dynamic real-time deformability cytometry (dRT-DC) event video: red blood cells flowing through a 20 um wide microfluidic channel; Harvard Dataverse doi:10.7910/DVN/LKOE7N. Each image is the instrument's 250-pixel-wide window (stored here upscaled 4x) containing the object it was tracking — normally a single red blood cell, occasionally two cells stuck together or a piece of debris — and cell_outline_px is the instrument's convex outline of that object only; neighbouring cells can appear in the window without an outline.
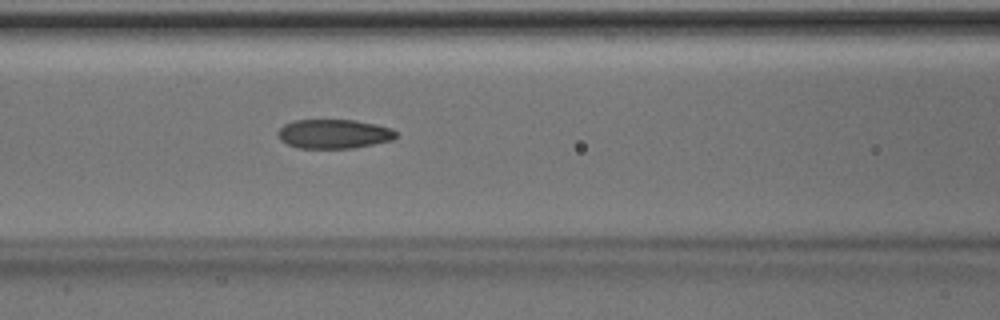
{"species": "Egyptian fruit bat (a non-hibernating species)", "species_latin": "Rousettus aegyptiacus", "temperature_condition": "room temperature", "stored_images_in_passage": 43, "camera_frame_rate_fps": 3000, "um_per_image_px": 0.085, "animal": {"sex": "male"}, "frame": {"image": 1, "passage_image": 21, "time_ms": 6.667, "image_size_px": [1000, 320], "cell_outline_px": [[396, 136], [392, 140], [352, 148], [296, 148], [280, 140], [276, 132], [284, 124], [292, 120], [356, 120], [376, 124], [392, 128], [396, 132]], "centroid_in_image_um": [28.35, 11.37], "position_along_channel_um": 138.3, "area_um2": 20.17}}
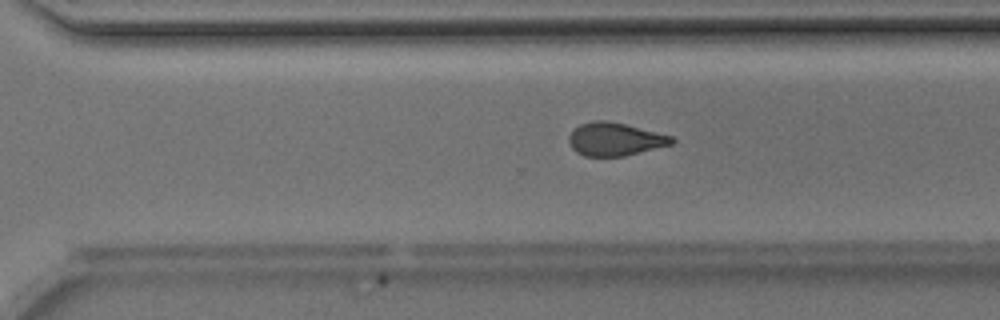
{"frame": {"image": 2, "passage_image": 34, "time_ms": 11.0, "image_size_px": [1000, 320], "cell_outline_px": [[676, 140], [672, 144], [624, 156], [584, 156], [576, 152], [572, 148], [568, 140], [568, 136], [580, 124], [592, 120], [604, 120], [624, 124], [672, 136]], "centroid_in_image_um": [52.25, 11.83], "position_along_channel_um": 318.4, "area_um2": 19.65}}
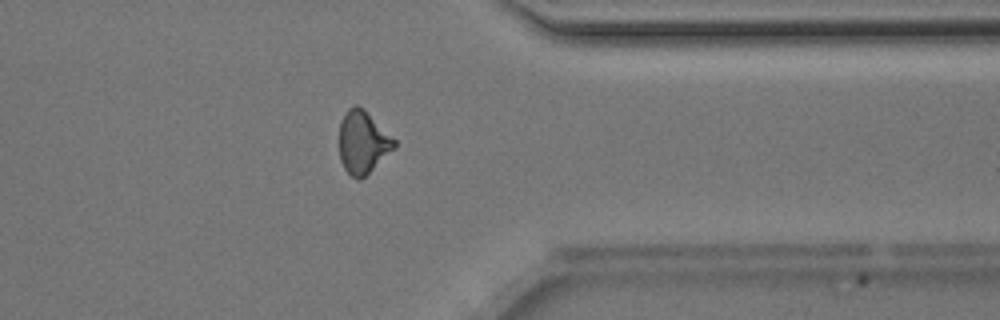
{"frame": {"image": 3, "passage_image": 39, "time_ms": 12.667, "image_size_px": [1000, 320], "cell_outline_px": [[396, 148], [360, 180], [356, 180], [344, 168], [340, 160], [340, 120], [348, 108], [356, 104], [364, 108], [396, 140]], "centroid_in_image_um": [30.85, 12.08], "position_along_channel_um": 380.6, "area_um2": 20.17}}